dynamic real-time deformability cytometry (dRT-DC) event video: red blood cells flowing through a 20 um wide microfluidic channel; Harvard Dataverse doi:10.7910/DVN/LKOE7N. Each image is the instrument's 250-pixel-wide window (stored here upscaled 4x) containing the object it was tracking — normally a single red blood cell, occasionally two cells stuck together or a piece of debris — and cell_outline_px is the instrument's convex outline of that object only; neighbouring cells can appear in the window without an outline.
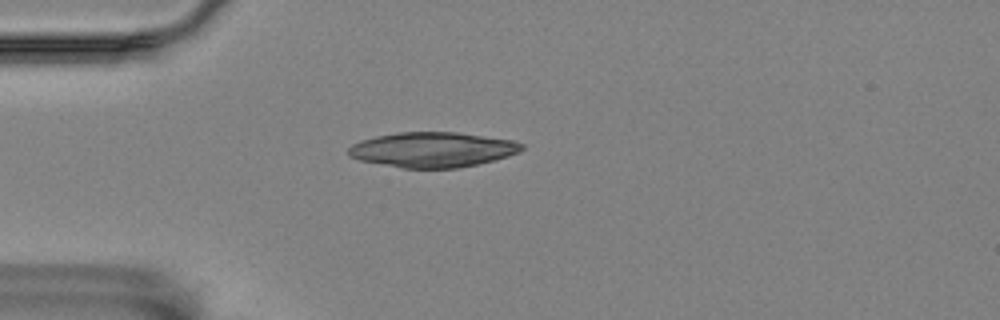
{"species": "Egyptian fruit bat (a non-hibernating species)", "species_latin": "Rousettus aegyptiacus", "temperature_condition": "room temperature", "stored_images_in_passage": 11, "camera_frame_rate_fps": 3000, "um_per_image_px": 0.085, "animal": {"sex": "female"}, "frame": {"image": 1, "passage_image": 1, "time_ms": 0.0, "image_size_px": [1000, 320], "cell_outline_px": [[524, 148], [520, 152], [496, 160], [460, 168], [404, 168], [360, 160], [348, 156], [348, 148], [352, 144], [360, 140], [376, 136], [396, 132], [456, 132], [512, 140], [524, 144]], "centroid_in_image_um": [36.78, 12.72], "position_along_channel_um": 48.2, "area_um2": 35.55}}
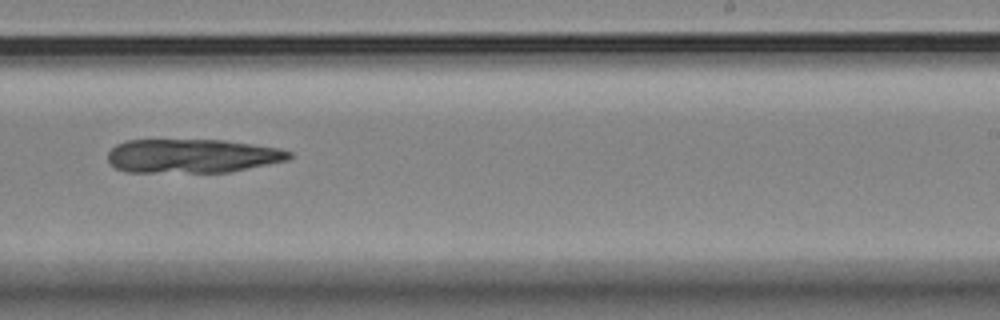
{"frame": {"image": 2, "passage_image": 7, "time_ms": 2.0, "image_size_px": [1000, 320], "cell_outline_px": [[292, 156], [288, 160], [228, 172], [128, 172], [116, 168], [108, 160], [108, 152], [116, 144], [128, 140], [224, 140], [280, 148], [292, 152]], "centroid_in_image_um": [16.34, 13.25], "position_along_channel_um": 272.7, "area_um2": 35.78}}
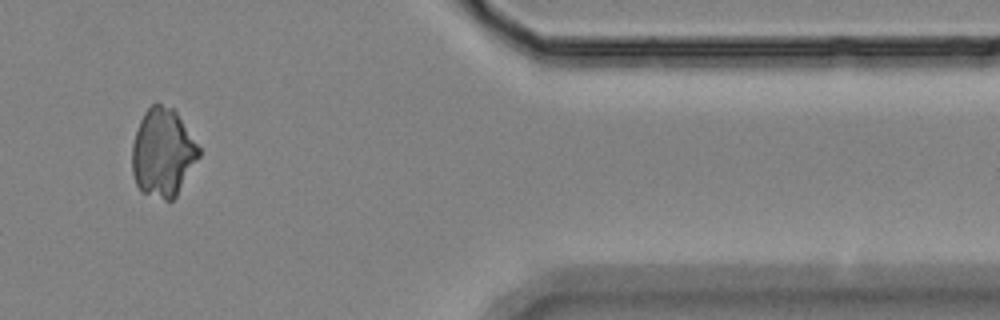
{"frame": {"image": 3, "passage_image": 10, "time_ms": 3.0, "image_size_px": [1000, 320], "cell_outline_px": [[200, 156], [176, 196], [172, 200], [164, 200], [140, 192], [136, 184], [132, 172], [132, 144], [140, 120], [144, 112], [152, 104], [160, 104], [172, 108], [176, 112], [200, 148]], "centroid_in_image_um": [13.83, 13.0], "position_along_channel_um": 397.6, "area_um2": 34.22}}